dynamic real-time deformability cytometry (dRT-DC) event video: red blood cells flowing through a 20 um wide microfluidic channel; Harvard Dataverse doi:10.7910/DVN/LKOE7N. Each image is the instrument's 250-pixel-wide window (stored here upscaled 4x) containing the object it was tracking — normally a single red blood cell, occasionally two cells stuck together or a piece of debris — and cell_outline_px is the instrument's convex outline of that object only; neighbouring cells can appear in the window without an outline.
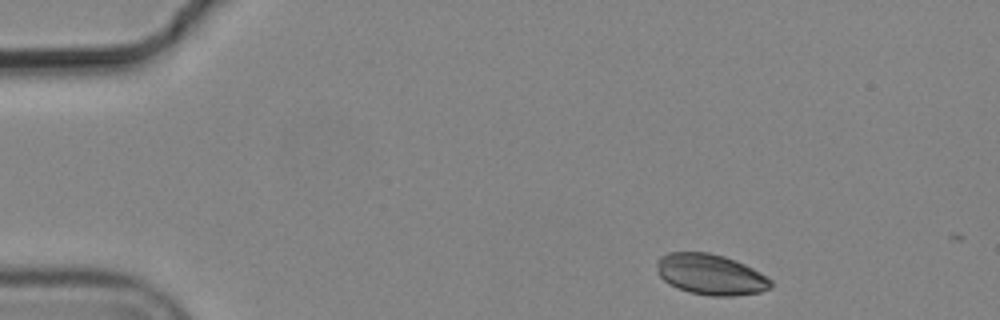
{"species": "common noctule bat (a hibernating species)", "species_latin": "Nyctalus noctula", "temperature_condition": "cold", "stored_images_in_passage": 3, "camera_frame_rate_fps": 3000, "um_per_image_px": 0.085, "animal": {"sex": "male", "body_mass_g": 19.2, "forearm_length_mm": 51.8}, "frame": {"image": 1, "passage_image": 1, "time_ms": 0.0, "image_size_px": [1000, 320], "cell_outline_px": [[772, 288], [760, 292], [732, 296], [712, 296], [688, 292], [668, 284], [660, 276], [656, 264], [656, 260], [660, 256], [668, 252], [708, 252], [724, 256], [736, 260], [760, 272], [772, 280]], "centroid_in_image_um": [60.4, 23.32], "position_along_channel_um": 24.6, "area_um2": 27.22}}